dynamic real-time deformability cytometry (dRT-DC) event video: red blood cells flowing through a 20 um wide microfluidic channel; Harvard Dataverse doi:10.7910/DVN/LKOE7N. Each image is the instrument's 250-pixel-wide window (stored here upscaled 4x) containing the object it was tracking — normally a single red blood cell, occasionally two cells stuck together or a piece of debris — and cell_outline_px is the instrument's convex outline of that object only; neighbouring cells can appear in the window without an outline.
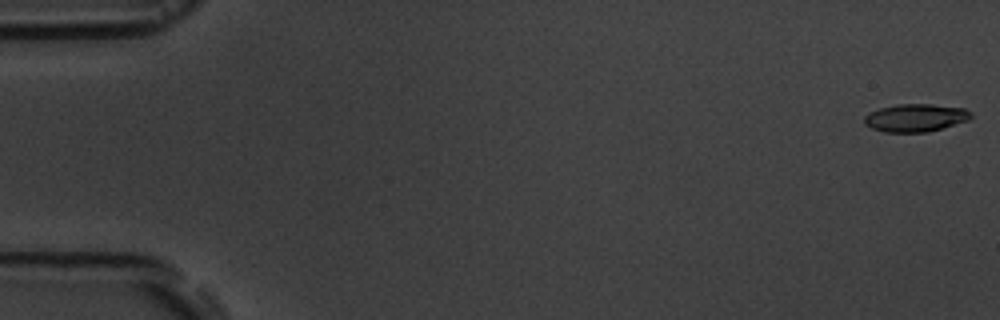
{"species": "common noctule bat (a hibernating species)", "species_latin": "Nyctalus noctula", "temperature_condition": "room temperature", "stored_images_in_passage": 5, "camera_frame_rate_fps": 3000, "um_per_image_px": 0.085, "animal": {"sex": "male", "body_mass_g": 19.5, "forearm_length_mm": 54.6}, "frame": {"image": 1, "passage_image": 1, "time_ms": 0.0, "image_size_px": [1000, 320], "cell_outline_px": [[972, 116], [968, 120], [928, 132], [884, 132], [872, 128], [864, 124], [864, 116], [868, 112], [880, 108], [896, 104], [928, 104], [964, 108], [972, 112]], "centroid_in_image_um": [77.79, 10.01], "position_along_channel_um": 7.2, "area_um2": 17.28}}
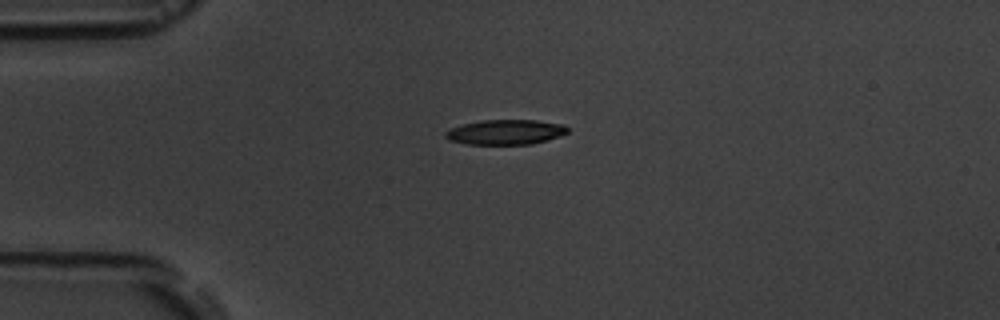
{"frame": {"image": 2, "passage_image": 4, "time_ms": 4.333, "image_size_px": [1000, 320], "cell_outline_px": [[568, 132], [560, 136], [532, 144], [464, 144], [448, 140], [444, 136], [444, 132], [452, 128], [464, 124], [484, 120], [536, 120], [564, 124], [568, 128]], "centroid_in_image_um": [42.97, 11.23], "position_along_channel_um": 42.0, "area_um2": 17.74}}